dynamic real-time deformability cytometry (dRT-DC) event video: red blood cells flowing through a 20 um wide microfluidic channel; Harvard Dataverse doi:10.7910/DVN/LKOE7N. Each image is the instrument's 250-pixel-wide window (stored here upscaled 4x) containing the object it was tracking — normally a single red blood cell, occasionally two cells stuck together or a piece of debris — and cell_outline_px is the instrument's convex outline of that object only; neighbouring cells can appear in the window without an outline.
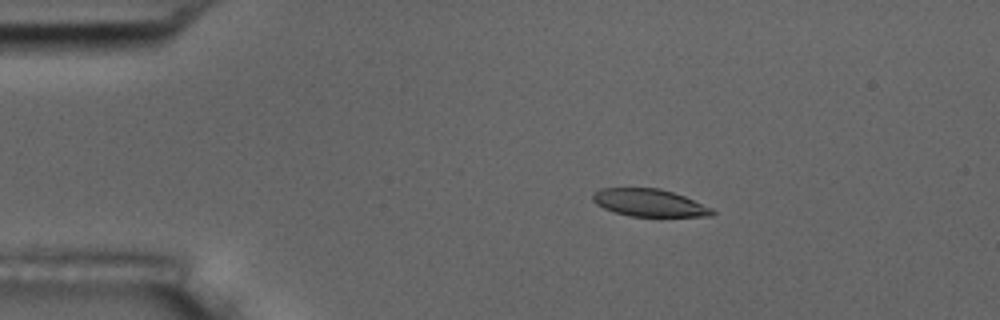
{"species": "common noctule bat (a hibernating species)", "species_latin": "Nyctalus noctula", "temperature_condition": "room temperature", "stored_images_in_passage": 53, "camera_frame_rate_fps": 3000, "um_per_image_px": 0.085, "animal": {"sex": "male", "body_mass_g": 17.5, "forearm_length_mm": 52.3}, "frame": {"image": 1, "passage_image": 8, "time_ms": 2.333, "image_size_px": [1000, 320], "cell_outline_px": [[716, 212], [712, 216], [628, 216], [604, 208], [596, 204], [592, 200], [592, 192], [600, 188], [660, 188], [684, 196], [712, 208]], "centroid_in_image_um": [55.16, 17.23], "position_along_channel_um": 29.8, "area_um2": 19.07}}
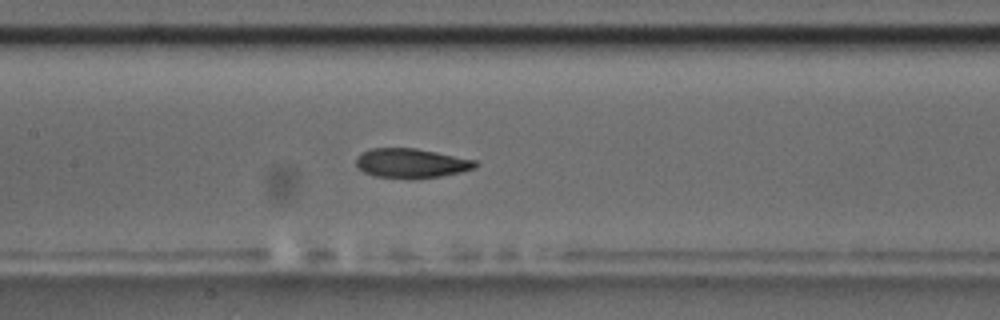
{"frame": {"image": 2, "passage_image": 24, "time_ms": 7.667, "image_size_px": [1000, 320], "cell_outline_px": [[480, 164], [476, 168], [460, 172], [440, 176], [416, 180], [412, 180], [376, 176], [364, 172], [356, 164], [356, 156], [360, 152], [372, 148], [416, 148], [476, 160]], "centroid_in_image_um": [34.97, 13.88], "position_along_channel_um": 172.4, "area_um2": 20.81}}
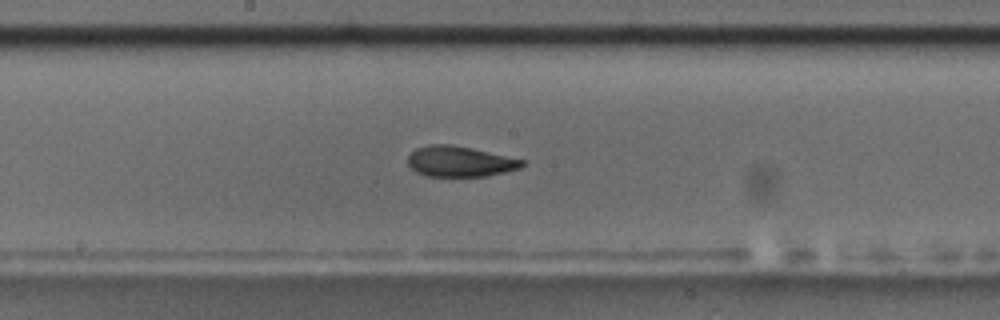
{"frame": {"image": 3, "passage_image": 27, "time_ms": 8.667, "image_size_px": [1000, 320], "cell_outline_px": [[528, 160], [520, 168], [504, 172], [484, 176], [428, 176], [416, 172], [408, 164], [408, 156], [416, 148], [428, 144], [452, 144], [472, 148]], "centroid_in_image_um": [39.11, 13.71], "position_along_channel_um": 209.1, "area_um2": 20.46}, "authors_computed_cell_mechanics": {"area_um2": 20.9236, "velocity_mm_per_s": 3.6897, "shape_relaxation_time_tau1_ms": 5.2407, "shape_relaxation_time_tau2_ms": 1.8476, "deformation_change_tau1": 0.1549, "deformation_change_tau2": 0.0772}}